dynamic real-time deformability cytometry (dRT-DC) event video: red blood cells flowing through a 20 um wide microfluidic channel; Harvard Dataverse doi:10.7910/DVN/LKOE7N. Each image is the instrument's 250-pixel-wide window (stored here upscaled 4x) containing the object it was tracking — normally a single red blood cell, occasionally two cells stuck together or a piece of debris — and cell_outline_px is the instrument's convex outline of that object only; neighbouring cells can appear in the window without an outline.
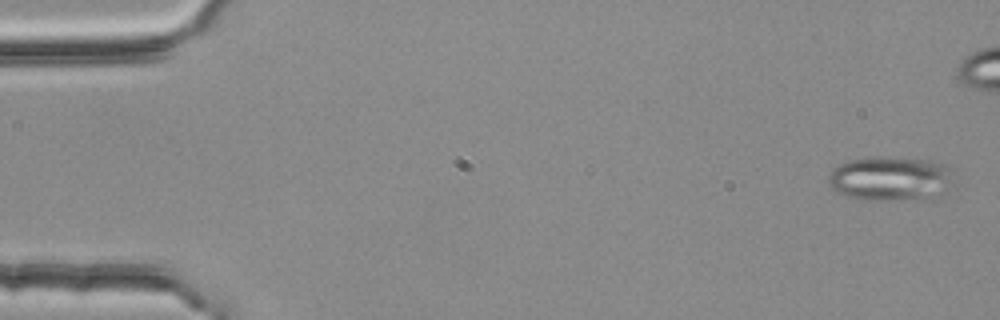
{"species": "common noctule bat (a hibernating species)", "species_latin": "Nyctalus noctula", "temperature_condition": "room temperature", "stored_images_in_passage": 5, "camera_frame_rate_fps": 3000, "um_per_image_px": 0.085, "animal": {"sex": "female", "body_mass_g": 25.1}, "frame": {"image": 1, "passage_image": 1, "time_ms": 0.0, "image_size_px": [1000, 320], "cell_outline_px": [[948, 192], [932, 200], [860, 200], [844, 196], [836, 192], [832, 188], [828, 180], [828, 176], [832, 168], [848, 160], [928, 160], [944, 164], [948, 168]], "centroid_in_image_um": [75.65, 15.28], "position_along_channel_um": 9.3, "area_um2": 31.67}}